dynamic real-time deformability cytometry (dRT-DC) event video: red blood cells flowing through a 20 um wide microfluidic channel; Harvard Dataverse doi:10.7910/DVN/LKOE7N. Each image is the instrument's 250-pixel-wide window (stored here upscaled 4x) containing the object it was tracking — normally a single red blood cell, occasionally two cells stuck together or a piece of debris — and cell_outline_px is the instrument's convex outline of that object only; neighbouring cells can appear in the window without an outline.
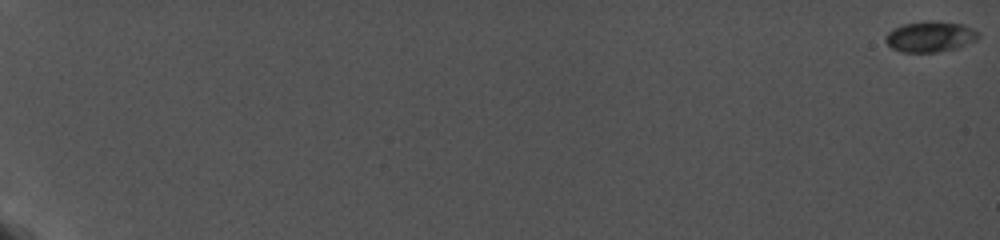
{"species": "common noctule bat (a hibernating species)", "species_latin": "Nyctalus noctula", "temperature_condition": "cold", "stored_images_in_passage": 61, "camera_frame_rate_fps": 5000, "um_per_image_px": 0.085, "animal": {"sex": "female", "body_mass_g": 19.0, "forearm_length_mm": 56.7}, "frame": {"image": 1, "passage_image": 1, "time_ms": 0.0, "image_size_px": [1000, 240], "cell_outline_px": [[980, 36], [976, 40], [960, 48], [936, 52], [900, 52], [892, 48], [884, 40], [884, 36], [892, 28], [904, 24], [928, 20], [936, 20], [964, 24], [980, 32]], "centroid_in_image_um": [79.09, 3.1], "position_along_channel_um": 5.9, "area_um2": 17.05}}
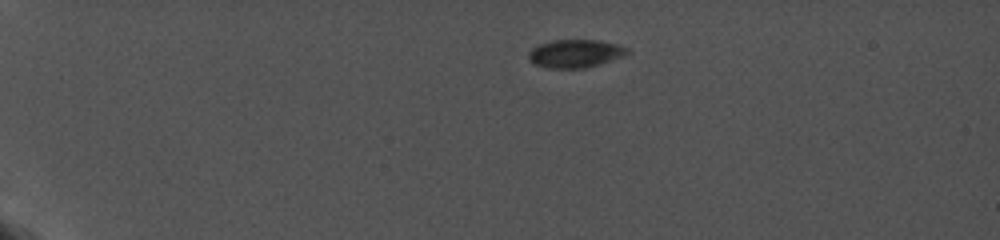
{"frame": {"image": 2, "passage_image": 29, "time_ms": 5.2, "image_size_px": [1000, 240], "cell_outline_px": [[632, 52], [624, 56], [584, 68], [548, 68], [532, 64], [528, 56], [528, 52], [532, 48], [540, 44], [552, 40], [596, 40], [616, 44], [628, 48]], "centroid_in_image_um": [48.88, 4.55], "position_along_channel_um": 36.1, "area_um2": 16.13}}